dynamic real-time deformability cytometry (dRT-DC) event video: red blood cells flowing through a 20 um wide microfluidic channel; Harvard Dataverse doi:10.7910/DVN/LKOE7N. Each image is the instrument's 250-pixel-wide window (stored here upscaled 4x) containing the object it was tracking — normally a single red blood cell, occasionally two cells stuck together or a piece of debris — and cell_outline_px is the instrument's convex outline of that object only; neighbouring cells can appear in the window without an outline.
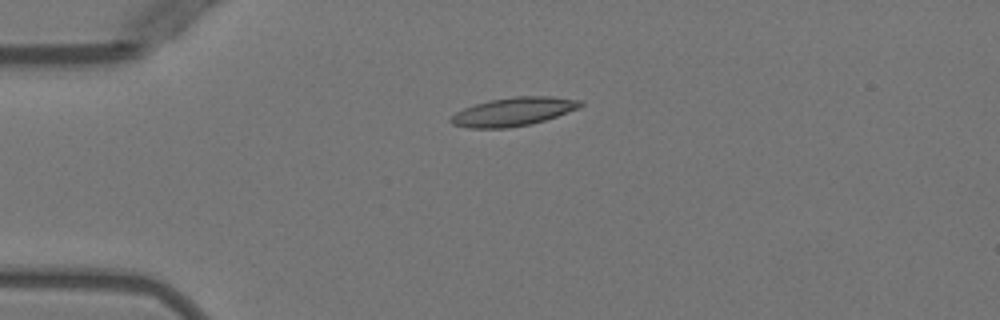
{"species": "Egyptian fruit bat (a non-hibernating species)", "species_latin": "Rousettus aegyptiacus", "temperature_condition": "warm", "stored_images_in_passage": 4, "camera_frame_rate_fps": 3000, "um_per_image_px": 0.085, "animal": {"sex": "female"}, "frame": {"image": 1, "passage_image": 4, "time_ms": 4.0, "image_size_px": [1000, 320], "cell_outline_px": [[584, 104], [580, 108], [532, 124], [508, 128], [468, 128], [452, 124], [448, 120], [456, 112], [464, 108], [488, 100], [516, 96], [552, 96], [580, 100]], "centroid_in_image_um": [43.64, 9.49], "position_along_channel_um": 41.4, "area_um2": 21.56}}